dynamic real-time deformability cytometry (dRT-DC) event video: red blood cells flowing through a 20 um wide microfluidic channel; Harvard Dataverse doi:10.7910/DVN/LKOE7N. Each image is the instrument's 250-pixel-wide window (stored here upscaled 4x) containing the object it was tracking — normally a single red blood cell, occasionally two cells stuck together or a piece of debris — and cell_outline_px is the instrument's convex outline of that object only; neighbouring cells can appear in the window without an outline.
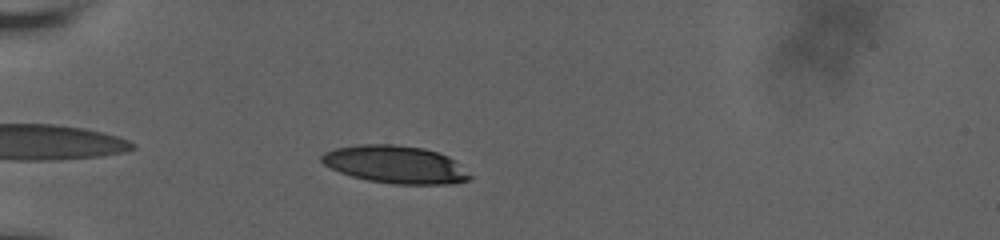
{"species": "human", "species_latin": "Homo sapiens", "temperature_condition": "room temperature", "stored_images_in_passage": 26, "camera_frame_rate_fps": 3000, "um_per_image_px": 0.085, "donor": {"sex": "male"}, "frame": {"image": 1, "passage_image": 2, "time_ms": 0.667, "image_size_px": [1000, 240], "cell_outline_px": [[472, 180], [452, 184], [392, 184], [368, 180], [352, 176], [340, 172], [324, 164], [320, 160], [320, 156], [324, 152], [336, 148], [360, 144], [392, 144], [424, 148], [448, 156], [472, 176]], "centroid_in_image_um": [33.61, 13.99], "position_along_channel_um": 51.4, "area_um2": 32.43}}
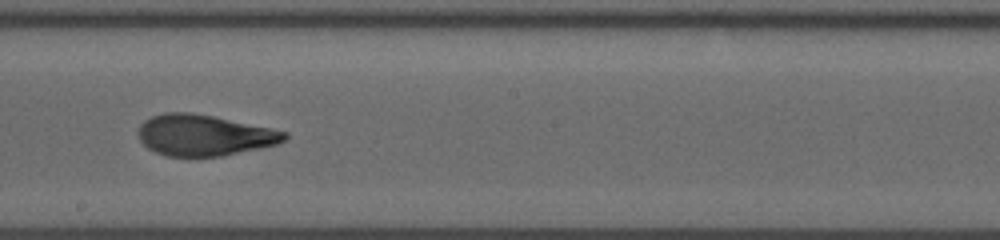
{"frame": {"image": 2, "passage_image": 12, "time_ms": 6.333, "image_size_px": [1000, 240], "cell_outline_px": [[288, 136], [284, 140], [276, 144], [260, 148], [220, 156], [168, 156], [156, 152], [148, 148], [140, 140], [140, 124], [144, 120], [152, 116], [164, 112], [192, 112], [272, 128], [288, 132]], "centroid_in_image_um": [17.35, 11.48], "position_along_channel_um": 230.8, "area_um2": 34.68}}
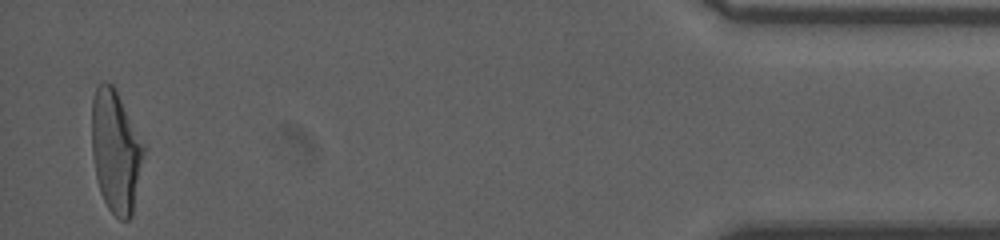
{"frame": {"image": 3, "passage_image": 26, "time_ms": 13.667, "image_size_px": [1000, 240], "cell_outline_px": [[144, 152], [132, 216], [128, 220], [120, 220], [108, 208], [100, 192], [96, 176], [92, 156], [92, 96], [96, 84], [100, 80], [104, 80], [112, 84], [116, 88], [144, 144]], "centroid_in_image_um": [9.82, 12.79], "position_along_channel_um": 425.4, "area_um2": 37.22}, "authors_computed_cell_mechanics": {"area_um2": 35.2291, "velocity_mm_per_s": 3.6629, "shape_relaxation_time_tau1_ms": 6.0696, "shape_relaxation_time_tau2_ms": 1.4901, "deformation_change_tau1": 0.2466, "deformation_change_tau2": 0.0786}}